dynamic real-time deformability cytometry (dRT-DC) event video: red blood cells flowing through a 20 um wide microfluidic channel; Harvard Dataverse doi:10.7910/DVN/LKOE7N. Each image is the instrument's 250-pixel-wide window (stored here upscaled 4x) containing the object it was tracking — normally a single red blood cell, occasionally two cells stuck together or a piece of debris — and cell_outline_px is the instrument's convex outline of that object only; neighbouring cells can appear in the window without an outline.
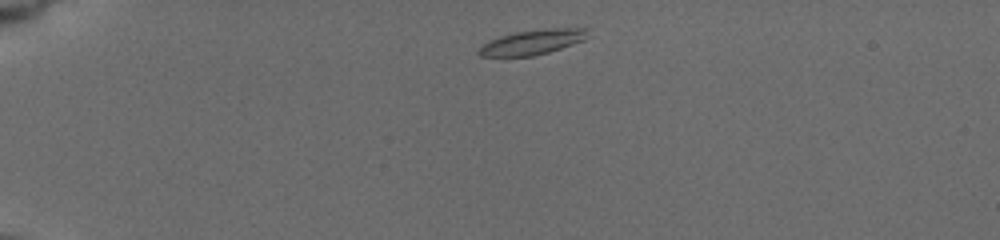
{"species": "common noctule bat (a hibernating species)", "species_latin": "Nyctalus noctula", "temperature_condition": "cold", "stored_images_in_passage": 27, "camera_frame_rate_fps": 3000, "um_per_image_px": 0.085, "animal": {"sex": "female", "body_mass_g": 19.5, "forearm_length_mm": 54.1}, "frame": {"image": 1, "passage_image": 1, "time_ms": 0.0, "image_size_px": [1000, 240], "cell_outline_px": [[588, 28], [584, 40], [548, 52], [532, 56], [480, 56], [476, 52], [484, 44], [500, 36], [516, 32], [548, 28]], "centroid_in_image_um": [45.25, 3.58], "position_along_channel_um": 39.8, "area_um2": 15.43}}
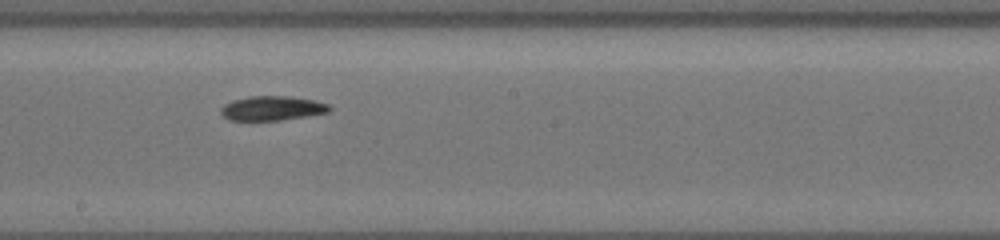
{"frame": {"image": 2, "passage_image": 12, "time_ms": 6.667, "image_size_px": [1000, 240], "cell_outline_px": [[332, 108], [328, 112], [308, 116], [280, 120], [228, 120], [220, 112], [220, 108], [224, 104], [232, 100], [248, 96], [288, 96], [316, 100], [328, 104]], "centroid_in_image_um": [23.13, 9.19], "position_along_channel_um": 225.1, "area_um2": 15.55}}
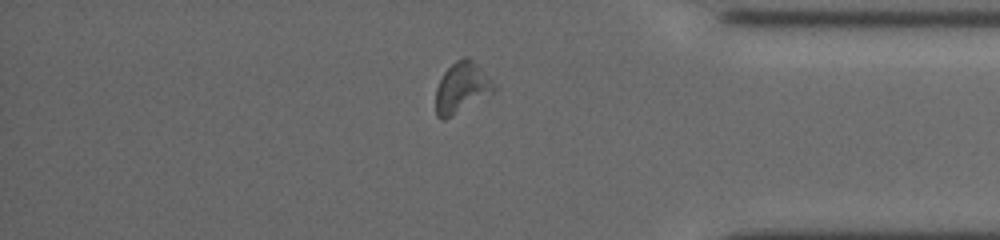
{"frame": {"image": 3, "passage_image": 23, "time_ms": 11.667, "image_size_px": [1000, 240], "cell_outline_px": [[496, 88], [492, 92], [452, 116], [444, 120], [440, 120], [436, 116], [436, 88], [444, 72], [456, 60], [464, 56], [468, 56], [480, 68]], "centroid_in_image_um": [39.18, 7.46], "position_along_channel_um": 396.0, "area_um2": 16.65}, "authors_computed_cell_mechanics": {"area_um2": 15.6638, "velocity_mm_per_s": 3.6955, "shape_relaxation_time_tau1_ms": 3.7058, "shape_relaxation_time_tau2_ms": null, "deformation_change_tau1": 0.1287, "deformation_change_tau2": null}}